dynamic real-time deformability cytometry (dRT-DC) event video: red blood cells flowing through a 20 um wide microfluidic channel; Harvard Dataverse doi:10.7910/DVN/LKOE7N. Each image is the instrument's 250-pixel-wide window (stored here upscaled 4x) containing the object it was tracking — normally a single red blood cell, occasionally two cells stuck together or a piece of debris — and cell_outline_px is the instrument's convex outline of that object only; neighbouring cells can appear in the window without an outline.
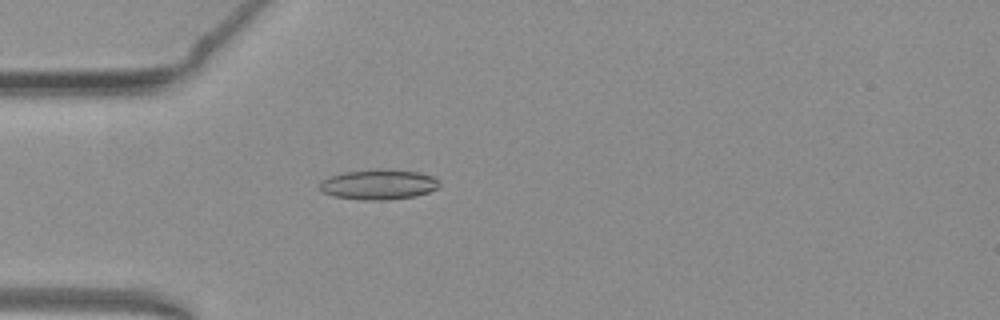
{"species": "common noctule bat (a hibernating species)", "species_latin": "Nyctalus noctula", "temperature_condition": "warm", "stored_images_in_passage": 42, "camera_frame_rate_fps": 3000, "um_per_image_px": 0.085, "animal": {"sex": "female", "body_mass_g": 19.3, "forearm_length_mm": 54.1}, "frame": {"image": 1, "passage_image": 5, "time_ms": 1.333, "image_size_px": [1000, 320], "cell_outline_px": [[440, 184], [436, 188], [428, 192], [416, 196], [384, 200], [360, 200], [332, 196], [320, 192], [320, 180], [328, 176], [344, 172], [372, 168], [388, 168], [420, 172], [432, 176], [440, 180]], "centroid_in_image_um": [32.14, 15.66], "position_along_channel_um": 52.9, "area_um2": 21.62}}
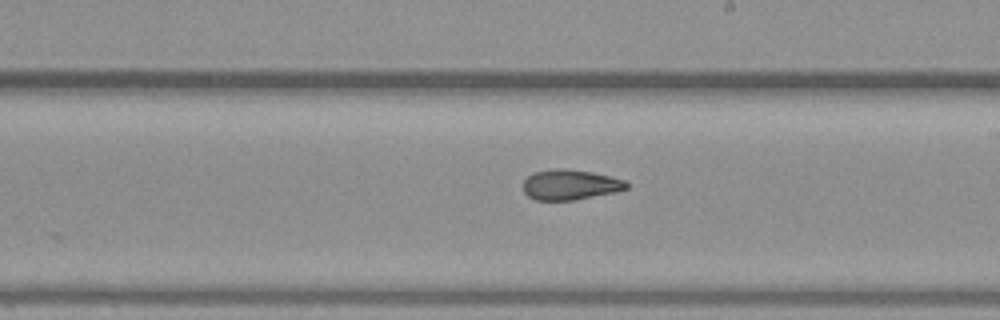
{"frame": {"image": 2, "passage_image": 20, "time_ms": 6.333, "image_size_px": [1000, 320], "cell_outline_px": [[628, 188], [616, 192], [576, 200], [536, 200], [528, 196], [524, 192], [524, 180], [528, 176], [536, 172], [592, 172], [628, 180]], "centroid_in_image_um": [48.55, 15.77], "position_along_channel_um": 240.5, "area_um2": 17.4}}
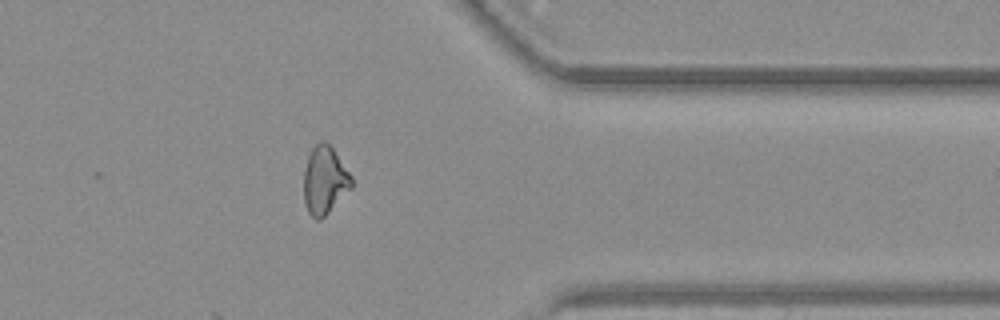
{"frame": {"image": 3, "passage_image": 32, "time_ms": 10.333, "image_size_px": [1000, 320], "cell_outline_px": [[352, 188], [320, 220], [316, 220], [308, 212], [304, 200], [304, 168], [308, 156], [312, 148], [320, 140], [324, 140], [332, 148], [352, 176]], "centroid_in_image_um": [27.59, 15.32], "position_along_channel_um": 383.8, "area_um2": 18.79}, "authors_computed_cell_mechanics": {"area_um2": 19.0451, "velocity_mm_per_s": 3.9129, "shape_relaxation_time_tau1_ms": null, "shape_relaxation_time_tau2_ms": 1.7602, "deformation_change_tau1": null, "deformation_change_tau2": 0.0822}}